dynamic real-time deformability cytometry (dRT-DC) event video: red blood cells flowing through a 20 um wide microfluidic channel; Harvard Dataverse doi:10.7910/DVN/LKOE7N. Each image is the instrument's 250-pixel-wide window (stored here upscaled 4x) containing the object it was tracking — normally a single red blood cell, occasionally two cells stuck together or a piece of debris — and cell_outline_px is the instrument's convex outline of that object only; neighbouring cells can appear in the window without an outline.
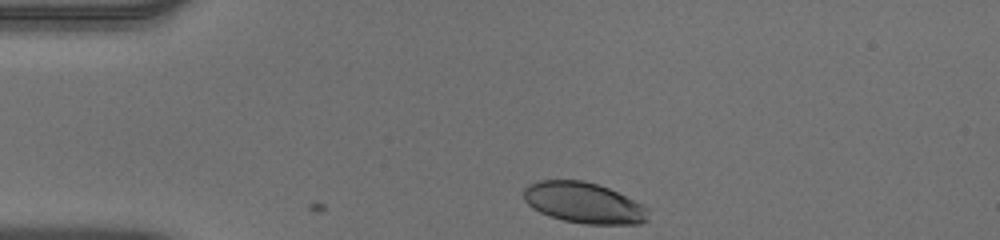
{"species": "human", "species_latin": "Homo sapiens", "temperature_condition": "warm", "stored_images_in_passage": 34, "camera_frame_rate_fps": 3000, "um_per_image_px": 0.085, "donor": {"sex": "male"}, "frame": {"image": 1, "passage_image": 1, "time_ms": 0.0, "image_size_px": [1000, 240], "cell_outline_px": [[648, 220], [640, 224], [584, 224], [564, 220], [548, 216], [532, 208], [524, 200], [524, 188], [528, 184], [540, 180], [584, 180], [608, 188], [648, 208]], "centroid_in_image_um": [49.59, 17.24], "position_along_channel_um": 35.4, "area_um2": 29.54}}
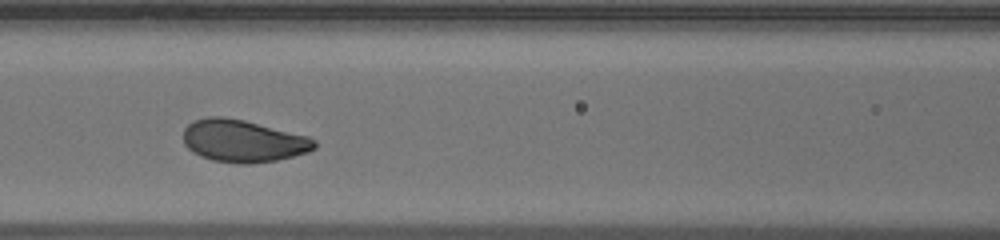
{"frame": {"image": 2, "passage_image": 13, "time_ms": 4.0, "image_size_px": [1000, 240], "cell_outline_px": [[316, 148], [308, 152], [276, 160], [248, 164], [240, 164], [212, 160], [200, 156], [192, 152], [184, 144], [184, 128], [192, 120], [208, 116], [224, 116], [244, 120], [308, 136], [316, 140]], "centroid_in_image_um": [20.64, 11.97], "position_along_channel_um": 146.0, "area_um2": 32.48}}
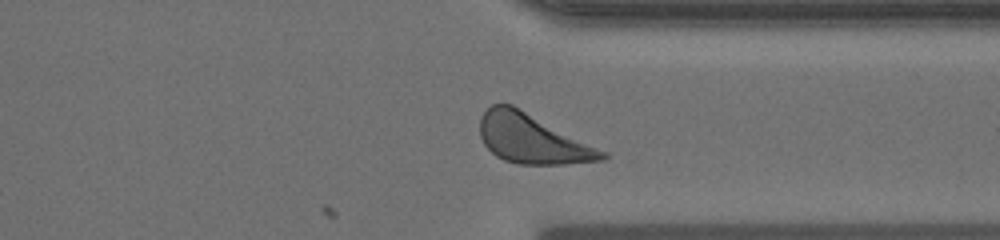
{"frame": {"image": 3, "passage_image": 30, "time_ms": 9.667, "image_size_px": [1000, 240], "cell_outline_px": [[608, 156], [604, 160], [564, 164], [516, 164], [504, 160], [496, 156], [484, 144], [480, 136], [480, 116], [492, 104], [512, 104], [608, 152]], "centroid_in_image_um": [45.25, 11.8], "position_along_channel_um": 366.1, "area_um2": 35.14}, "authors_computed_cell_mechanics": {"area_um2": 32.2524, "velocity_mm_per_s": 3.899, "shape_relaxation_time_tau1_ms": 1.7559, "shape_relaxation_time_tau2_ms": null, "deformation_change_tau1": 0.1231, "deformation_change_tau2": null}}